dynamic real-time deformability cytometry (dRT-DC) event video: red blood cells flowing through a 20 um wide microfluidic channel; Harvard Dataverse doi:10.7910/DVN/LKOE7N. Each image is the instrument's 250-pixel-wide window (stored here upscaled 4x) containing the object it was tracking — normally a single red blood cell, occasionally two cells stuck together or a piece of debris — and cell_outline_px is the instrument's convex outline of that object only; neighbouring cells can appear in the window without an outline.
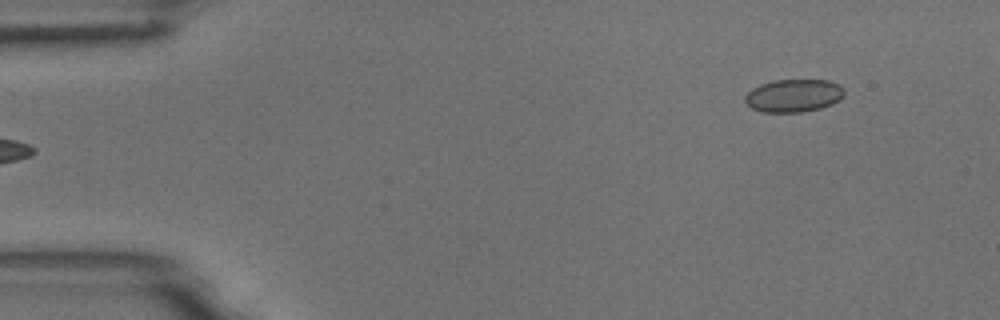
{"species": "common noctule bat (a hibernating species)", "species_latin": "Nyctalus noctula", "temperature_condition": "room temperature", "stored_images_in_passage": 6, "segment_of_instrument_passage": [2, 2], "camera_frame_rate_fps": 3000, "um_per_image_px": 0.085, "animal": {"sex": "male", "body_mass_g": 18.8}, "frame": {"image": 1, "passage_image": 6, "time_ms": 1.667, "image_size_px": [1000, 320], "cell_outline_px": [[844, 96], [840, 100], [832, 104], [820, 108], [800, 112], [764, 112], [752, 108], [744, 100], [744, 96], [752, 88], [760, 84], [772, 80], [828, 80], [840, 84], [844, 88]], "centroid_in_image_um": [67.48, 8.11], "position_along_channel_um": 17.5, "area_um2": 19.13}}